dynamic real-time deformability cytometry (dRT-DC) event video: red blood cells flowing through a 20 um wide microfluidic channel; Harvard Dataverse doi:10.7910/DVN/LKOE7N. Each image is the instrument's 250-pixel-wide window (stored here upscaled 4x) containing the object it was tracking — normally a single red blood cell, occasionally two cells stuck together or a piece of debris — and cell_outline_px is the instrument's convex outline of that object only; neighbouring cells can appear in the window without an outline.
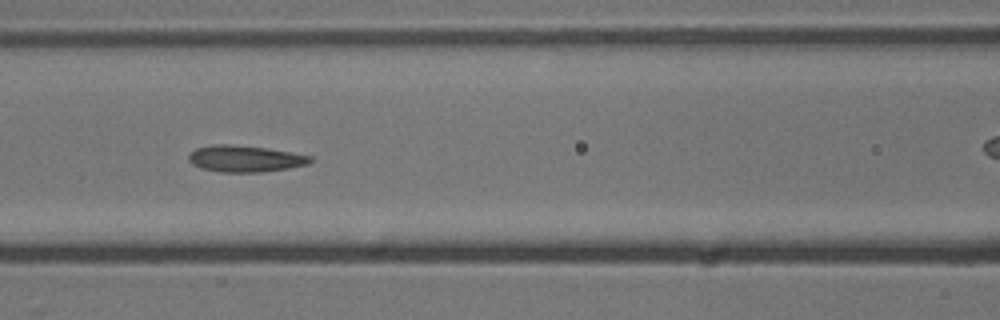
{"species": "common noctule bat (a hibernating species)", "species_latin": "Nyctalus noctula", "temperature_condition": "cold", "stored_images_in_passage": 10, "camera_frame_rate_fps": 3000, "um_per_image_px": 0.085, "animal": {"sex": "male", "body_mass_g": 13.3}, "frame": {"image": 1, "passage_image": 7, "time_ms": 7.0, "image_size_px": [1000, 320], "cell_outline_px": [[312, 160], [308, 164], [288, 168], [260, 172], [220, 172], [200, 168], [192, 164], [188, 160], [188, 156], [196, 148], [212, 144], [228, 144], [264, 148], [312, 156]], "centroid_in_image_um": [20.78, 13.49], "position_along_channel_um": 145.8, "area_um2": 18.61}}
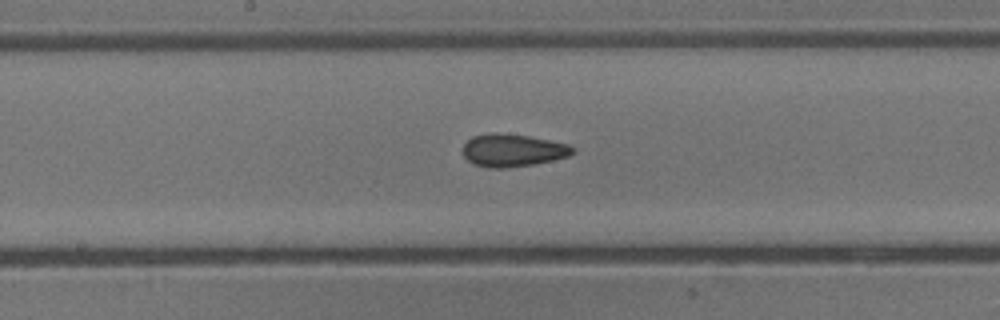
{"frame": {"image": 2, "passage_image": 9, "time_ms": 10.333, "image_size_px": [1000, 320], "cell_outline_px": [[576, 152], [568, 156], [552, 160], [532, 164], [504, 168], [488, 168], [472, 164], [464, 156], [464, 144], [472, 136], [492, 132], [496, 132], [528, 136], [568, 144], [576, 148]], "centroid_in_image_um": [43.58, 12.77], "position_along_channel_um": 204.6, "area_um2": 20.87}}
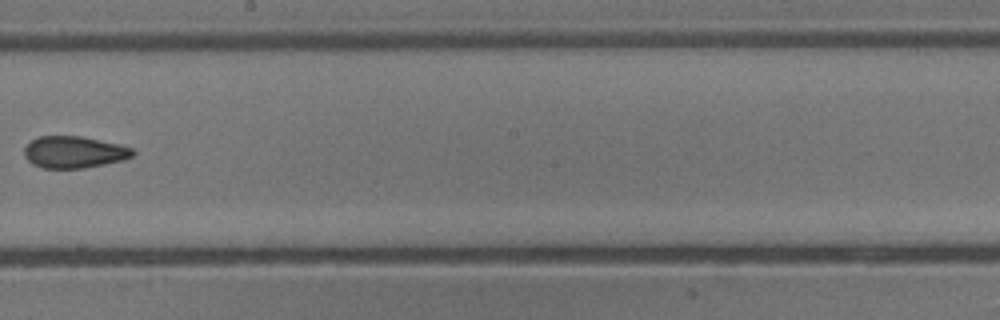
{"frame": {"image": 3, "passage_image": 10, "time_ms": 11.333, "image_size_px": [1000, 320], "cell_outline_px": [[136, 152], [132, 156], [124, 160], [84, 168], [44, 168], [32, 164], [24, 156], [24, 148], [32, 140], [40, 136], [80, 136], [116, 144], [132, 148]], "centroid_in_image_um": [6.28, 12.94], "position_along_channel_um": 241.9, "area_um2": 19.94}}